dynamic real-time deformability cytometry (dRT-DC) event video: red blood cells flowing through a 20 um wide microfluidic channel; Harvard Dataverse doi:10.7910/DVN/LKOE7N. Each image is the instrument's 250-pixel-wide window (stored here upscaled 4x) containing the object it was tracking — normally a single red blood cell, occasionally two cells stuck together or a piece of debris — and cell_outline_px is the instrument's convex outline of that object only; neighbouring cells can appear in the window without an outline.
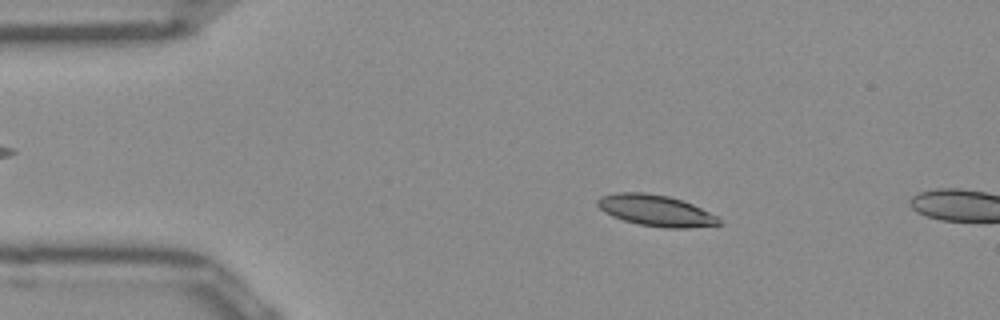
{"species": "Egyptian fruit bat (a non-hibernating species)", "species_latin": "Rousettus aegyptiacus", "temperature_condition": "room temperature", "stored_images_in_passage": 14, "camera_frame_rate_fps": 3000, "um_per_image_px": 0.085, "frame": {"image": 1, "passage_image": 8, "time_ms": 2.333, "image_size_px": [1000, 320], "cell_outline_px": [[724, 224], [688, 228], [668, 228], [636, 224], [612, 216], [604, 212], [596, 204], [596, 200], [600, 196], [616, 192], [644, 192], [668, 196], [692, 204], [716, 216]], "centroid_in_image_um": [55.71, 17.89], "position_along_channel_um": 29.3, "area_um2": 22.08}}